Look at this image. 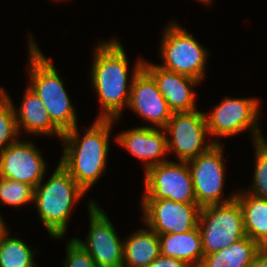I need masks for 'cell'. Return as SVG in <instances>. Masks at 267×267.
Segmentation results:
<instances>
[{"mask_svg":"<svg viewBox=\"0 0 267 267\" xmlns=\"http://www.w3.org/2000/svg\"><path fill=\"white\" fill-rule=\"evenodd\" d=\"M95 46L90 76L102 108L97 119H120L129 105L132 82L144 60L139 58L131 73L125 49L115 37Z\"/></svg>","mask_w":267,"mask_h":267,"instance_id":"1","label":"cell"},{"mask_svg":"<svg viewBox=\"0 0 267 267\" xmlns=\"http://www.w3.org/2000/svg\"><path fill=\"white\" fill-rule=\"evenodd\" d=\"M117 119H95L83 136L78 125L64 133L63 152L59 163L88 192L105 173L110 149L109 137Z\"/></svg>","mask_w":267,"mask_h":267,"instance_id":"2","label":"cell"},{"mask_svg":"<svg viewBox=\"0 0 267 267\" xmlns=\"http://www.w3.org/2000/svg\"><path fill=\"white\" fill-rule=\"evenodd\" d=\"M29 87L48 111L52 123L64 134L78 125L77 114L60 78L59 70L43 55L32 34L28 39Z\"/></svg>","mask_w":267,"mask_h":267,"instance_id":"3","label":"cell"},{"mask_svg":"<svg viewBox=\"0 0 267 267\" xmlns=\"http://www.w3.org/2000/svg\"><path fill=\"white\" fill-rule=\"evenodd\" d=\"M34 188L33 203L38 216L52 239H62L68 228L73 206L85 191L58 163L53 174Z\"/></svg>","mask_w":267,"mask_h":267,"instance_id":"4","label":"cell"},{"mask_svg":"<svg viewBox=\"0 0 267 267\" xmlns=\"http://www.w3.org/2000/svg\"><path fill=\"white\" fill-rule=\"evenodd\" d=\"M159 66L192 78L204 79L208 50L187 29L176 21L170 22L162 33Z\"/></svg>","mask_w":267,"mask_h":267,"instance_id":"5","label":"cell"},{"mask_svg":"<svg viewBox=\"0 0 267 267\" xmlns=\"http://www.w3.org/2000/svg\"><path fill=\"white\" fill-rule=\"evenodd\" d=\"M259 103L257 98L224 97L212 112H204L209 135L211 138L213 136L214 143H220L217 137H231L246 130L252 134L253 142L266 139L259 124Z\"/></svg>","mask_w":267,"mask_h":267,"instance_id":"6","label":"cell"},{"mask_svg":"<svg viewBox=\"0 0 267 267\" xmlns=\"http://www.w3.org/2000/svg\"><path fill=\"white\" fill-rule=\"evenodd\" d=\"M198 228L205 255L224 249L246 236L239 201L201 207Z\"/></svg>","mask_w":267,"mask_h":267,"instance_id":"7","label":"cell"},{"mask_svg":"<svg viewBox=\"0 0 267 267\" xmlns=\"http://www.w3.org/2000/svg\"><path fill=\"white\" fill-rule=\"evenodd\" d=\"M223 153L222 143H216L208 151L187 161L196 202L200 207L223 204L236 198L237 192L222 198L226 171Z\"/></svg>","mask_w":267,"mask_h":267,"instance_id":"8","label":"cell"},{"mask_svg":"<svg viewBox=\"0 0 267 267\" xmlns=\"http://www.w3.org/2000/svg\"><path fill=\"white\" fill-rule=\"evenodd\" d=\"M89 232L86 240L74 237L98 267H123L124 240L119 238L107 214L93 200L88 201Z\"/></svg>","mask_w":267,"mask_h":267,"instance_id":"9","label":"cell"},{"mask_svg":"<svg viewBox=\"0 0 267 267\" xmlns=\"http://www.w3.org/2000/svg\"><path fill=\"white\" fill-rule=\"evenodd\" d=\"M167 137V151L176 153L178 161H188L208 151L214 143L213 140L205 142L210 136L204 112L173 113L164 128Z\"/></svg>","mask_w":267,"mask_h":267,"instance_id":"10","label":"cell"},{"mask_svg":"<svg viewBox=\"0 0 267 267\" xmlns=\"http://www.w3.org/2000/svg\"><path fill=\"white\" fill-rule=\"evenodd\" d=\"M145 192L142 199H169L197 203L187 161H167L144 171Z\"/></svg>","mask_w":267,"mask_h":267,"instance_id":"11","label":"cell"},{"mask_svg":"<svg viewBox=\"0 0 267 267\" xmlns=\"http://www.w3.org/2000/svg\"><path fill=\"white\" fill-rule=\"evenodd\" d=\"M141 205L143 221L158 235L185 233L198 227L201 207L197 203L142 199Z\"/></svg>","mask_w":267,"mask_h":267,"instance_id":"12","label":"cell"},{"mask_svg":"<svg viewBox=\"0 0 267 267\" xmlns=\"http://www.w3.org/2000/svg\"><path fill=\"white\" fill-rule=\"evenodd\" d=\"M47 162L32 141L17 140L0 151V177L35 188L47 171Z\"/></svg>","mask_w":267,"mask_h":267,"instance_id":"13","label":"cell"},{"mask_svg":"<svg viewBox=\"0 0 267 267\" xmlns=\"http://www.w3.org/2000/svg\"><path fill=\"white\" fill-rule=\"evenodd\" d=\"M127 108L150 123V127L153 128L164 129L173 114L159 92L154 78L144 68L137 73L132 82Z\"/></svg>","mask_w":267,"mask_h":267,"instance_id":"14","label":"cell"},{"mask_svg":"<svg viewBox=\"0 0 267 267\" xmlns=\"http://www.w3.org/2000/svg\"><path fill=\"white\" fill-rule=\"evenodd\" d=\"M143 68L154 78L159 92L163 95L173 113L198 110L194 88L200 84L199 80L167 70L159 64L145 60Z\"/></svg>","mask_w":267,"mask_h":267,"instance_id":"15","label":"cell"},{"mask_svg":"<svg viewBox=\"0 0 267 267\" xmlns=\"http://www.w3.org/2000/svg\"><path fill=\"white\" fill-rule=\"evenodd\" d=\"M118 146L124 147L131 155L144 162L145 171L155 165L167 162V137L165 129L139 126L118 133Z\"/></svg>","mask_w":267,"mask_h":267,"instance_id":"16","label":"cell"},{"mask_svg":"<svg viewBox=\"0 0 267 267\" xmlns=\"http://www.w3.org/2000/svg\"><path fill=\"white\" fill-rule=\"evenodd\" d=\"M24 92L19 108L12 102L19 135L21 132L26 135H56L61 140L63 133L52 123L41 99L29 86Z\"/></svg>","mask_w":267,"mask_h":267,"instance_id":"17","label":"cell"},{"mask_svg":"<svg viewBox=\"0 0 267 267\" xmlns=\"http://www.w3.org/2000/svg\"><path fill=\"white\" fill-rule=\"evenodd\" d=\"M160 255L184 261L190 267H199L204 253L199 228L185 233L159 235Z\"/></svg>","mask_w":267,"mask_h":267,"instance_id":"18","label":"cell"},{"mask_svg":"<svg viewBox=\"0 0 267 267\" xmlns=\"http://www.w3.org/2000/svg\"><path fill=\"white\" fill-rule=\"evenodd\" d=\"M124 240L123 267H148L160 255L159 235L139 228Z\"/></svg>","mask_w":267,"mask_h":267,"instance_id":"19","label":"cell"},{"mask_svg":"<svg viewBox=\"0 0 267 267\" xmlns=\"http://www.w3.org/2000/svg\"><path fill=\"white\" fill-rule=\"evenodd\" d=\"M239 201L246 236L261 248H267V200L240 190L236 194Z\"/></svg>","mask_w":267,"mask_h":267,"instance_id":"20","label":"cell"},{"mask_svg":"<svg viewBox=\"0 0 267 267\" xmlns=\"http://www.w3.org/2000/svg\"><path fill=\"white\" fill-rule=\"evenodd\" d=\"M262 248L249 237L203 257L199 267H251Z\"/></svg>","mask_w":267,"mask_h":267,"instance_id":"21","label":"cell"},{"mask_svg":"<svg viewBox=\"0 0 267 267\" xmlns=\"http://www.w3.org/2000/svg\"><path fill=\"white\" fill-rule=\"evenodd\" d=\"M9 235L8 232L0 241V267H37V249L34 251L22 239Z\"/></svg>","mask_w":267,"mask_h":267,"instance_id":"22","label":"cell"},{"mask_svg":"<svg viewBox=\"0 0 267 267\" xmlns=\"http://www.w3.org/2000/svg\"><path fill=\"white\" fill-rule=\"evenodd\" d=\"M18 137L12 100L5 88H0V151L15 143Z\"/></svg>","mask_w":267,"mask_h":267,"instance_id":"23","label":"cell"},{"mask_svg":"<svg viewBox=\"0 0 267 267\" xmlns=\"http://www.w3.org/2000/svg\"><path fill=\"white\" fill-rule=\"evenodd\" d=\"M255 169L252 185L244 189L247 193L267 200V140L253 142Z\"/></svg>","mask_w":267,"mask_h":267,"instance_id":"24","label":"cell"},{"mask_svg":"<svg viewBox=\"0 0 267 267\" xmlns=\"http://www.w3.org/2000/svg\"><path fill=\"white\" fill-rule=\"evenodd\" d=\"M34 188L29 184L0 177V203L19 207L33 203Z\"/></svg>","mask_w":267,"mask_h":267,"instance_id":"25","label":"cell"},{"mask_svg":"<svg viewBox=\"0 0 267 267\" xmlns=\"http://www.w3.org/2000/svg\"><path fill=\"white\" fill-rule=\"evenodd\" d=\"M64 267H98L91 255L76 241L74 237L66 245Z\"/></svg>","mask_w":267,"mask_h":267,"instance_id":"26","label":"cell"},{"mask_svg":"<svg viewBox=\"0 0 267 267\" xmlns=\"http://www.w3.org/2000/svg\"><path fill=\"white\" fill-rule=\"evenodd\" d=\"M148 267H190L184 261L159 255Z\"/></svg>","mask_w":267,"mask_h":267,"instance_id":"27","label":"cell"},{"mask_svg":"<svg viewBox=\"0 0 267 267\" xmlns=\"http://www.w3.org/2000/svg\"><path fill=\"white\" fill-rule=\"evenodd\" d=\"M251 267H267V248H262L257 253Z\"/></svg>","mask_w":267,"mask_h":267,"instance_id":"28","label":"cell"},{"mask_svg":"<svg viewBox=\"0 0 267 267\" xmlns=\"http://www.w3.org/2000/svg\"><path fill=\"white\" fill-rule=\"evenodd\" d=\"M6 225L7 223L5 222V220H3V217L0 214V241L9 232L8 227Z\"/></svg>","mask_w":267,"mask_h":267,"instance_id":"29","label":"cell"},{"mask_svg":"<svg viewBox=\"0 0 267 267\" xmlns=\"http://www.w3.org/2000/svg\"><path fill=\"white\" fill-rule=\"evenodd\" d=\"M197 1H199L201 3L203 2V4H206L207 6H209V5H211L213 0H197Z\"/></svg>","mask_w":267,"mask_h":267,"instance_id":"30","label":"cell"}]
</instances>
